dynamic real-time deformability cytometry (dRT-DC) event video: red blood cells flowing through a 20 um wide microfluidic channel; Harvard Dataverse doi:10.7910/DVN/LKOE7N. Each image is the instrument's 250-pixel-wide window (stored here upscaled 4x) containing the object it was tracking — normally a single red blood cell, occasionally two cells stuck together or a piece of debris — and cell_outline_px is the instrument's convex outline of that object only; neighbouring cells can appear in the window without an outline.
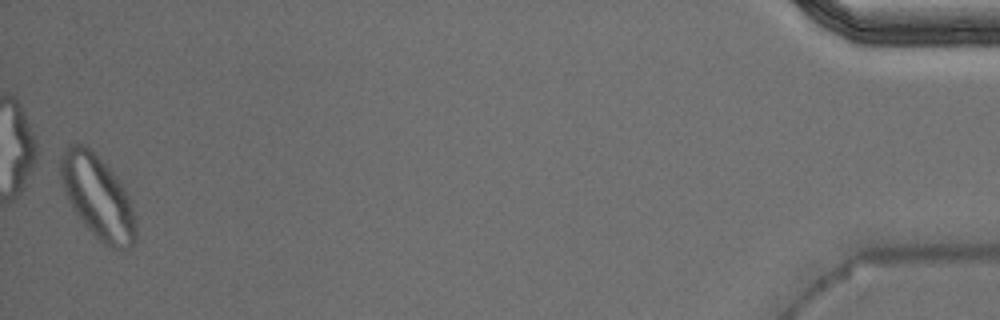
{"species": "Egyptian fruit bat (a non-hibernating species)", "species_latin": "Rousettus aegyptiacus", "temperature_condition": "warm", "stored_images_in_passage": 50, "camera_frame_rate_fps": 3000, "um_per_image_px": 0.085, "animal": {"sex": "male"}, "frame": {"image": 1, "passage_image": 50, "time_ms": 16.333, "image_size_px": [1000, 320], "cell_outline_px": [[136, 240], [128, 248], [112, 248], [104, 244], [84, 224], [72, 208], [64, 192], [60, 180], [60, 156], [64, 148], [68, 144], [84, 144], [120, 180], [128, 196], [132, 208], [136, 224]], "centroid_in_image_um": [8.28, 16.73], "position_along_channel_um": 426.9, "area_um2": 36.13}, "authors_computed_cell_mechanics": {"area_um2": 20.2011, "velocity_mm_per_s": 3.9565, "shape_relaxation_time_tau1_ms": 5.1196, "shape_relaxation_time_tau2_ms": 2.0826, "deformation_change_tau1": 0.1955, "deformation_change_tau2": 0.0572}}